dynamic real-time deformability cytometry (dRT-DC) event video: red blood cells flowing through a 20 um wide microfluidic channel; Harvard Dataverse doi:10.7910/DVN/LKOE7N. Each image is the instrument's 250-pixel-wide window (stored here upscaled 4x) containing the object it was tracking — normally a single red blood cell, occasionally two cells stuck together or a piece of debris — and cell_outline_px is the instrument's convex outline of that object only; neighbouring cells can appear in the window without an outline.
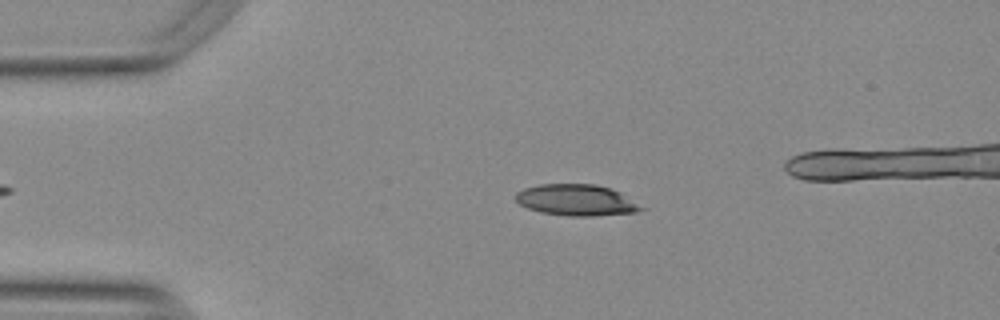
{"species": "Egyptian fruit bat (a non-hibernating species)", "species_latin": "Rousettus aegyptiacus", "temperature_condition": "warm", "stored_images_in_passage": 39, "camera_frame_rate_fps": 3000, "um_per_image_px": 0.085, "animal": {"sex": "female"}, "frame": {"image": 1, "passage_image": 3, "time_ms": 0.667, "image_size_px": [1000, 320], "cell_outline_px": [[648, 208], [636, 212], [592, 216], [568, 216], [540, 212], [528, 208], [520, 204], [516, 200], [516, 192], [524, 188], [540, 184], [596, 184], [612, 188], [620, 192]], "centroid_in_image_um": [49.03, 17.0], "position_along_channel_um": 36.0, "area_um2": 23.06}}
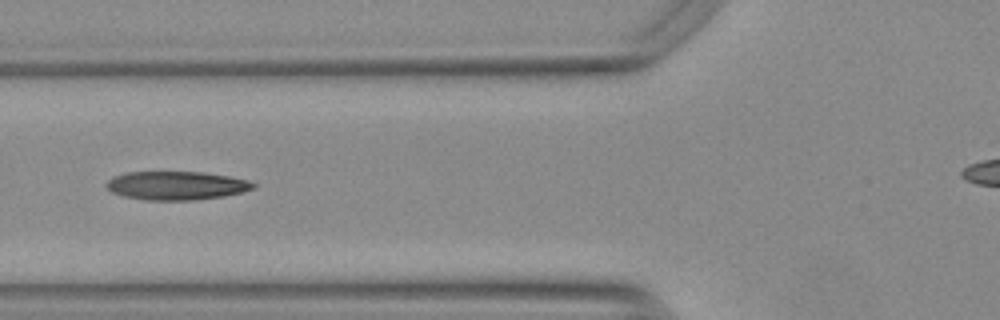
{"frame": {"image": 2, "passage_image": 12, "time_ms": 3.667, "image_size_px": [1000, 320], "cell_outline_px": [[256, 188], [224, 196], [192, 200], [144, 200], [124, 196], [112, 192], [104, 184], [112, 176], [124, 172], [204, 172], [232, 176], [248, 180], [256, 184]], "centroid_in_image_um": [14.99, 15.76], "position_along_channel_um": 110.8, "area_um2": 24.62}}
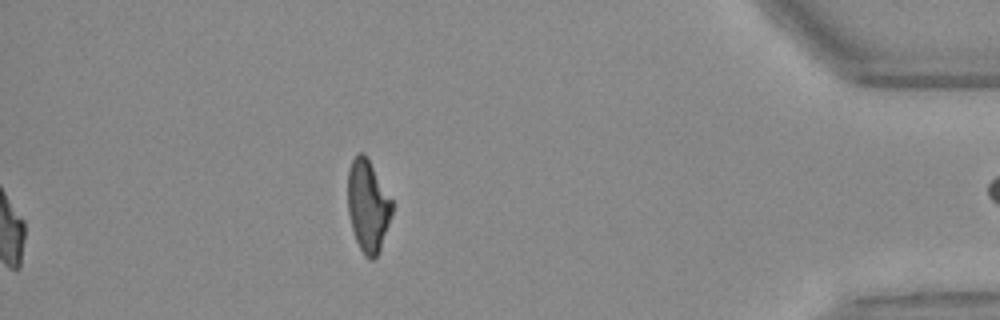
{"frame": {"image": 3, "passage_image": 39, "time_ms": 12.667, "image_size_px": [1000, 320], "cell_outline_px": [[392, 212], [380, 248], [376, 256], [372, 260], [368, 260], [364, 256], [356, 240], [352, 228], [348, 212], [348, 172], [352, 160], [360, 152], [364, 152], [392, 200]], "centroid_in_image_um": [31.25, 17.5], "position_along_channel_um": 403.9, "area_um2": 23.29}, "authors_computed_cell_mechanics": {"area_um2": 24.565, "velocity_mm_per_s": 3.7747, "shape_relaxation_time_tau1_ms": 7.819, "shape_relaxation_time_tau2_ms": 3.0012, "deformation_change_tau1": 0.2439, "deformation_change_tau2": 0.1186}}